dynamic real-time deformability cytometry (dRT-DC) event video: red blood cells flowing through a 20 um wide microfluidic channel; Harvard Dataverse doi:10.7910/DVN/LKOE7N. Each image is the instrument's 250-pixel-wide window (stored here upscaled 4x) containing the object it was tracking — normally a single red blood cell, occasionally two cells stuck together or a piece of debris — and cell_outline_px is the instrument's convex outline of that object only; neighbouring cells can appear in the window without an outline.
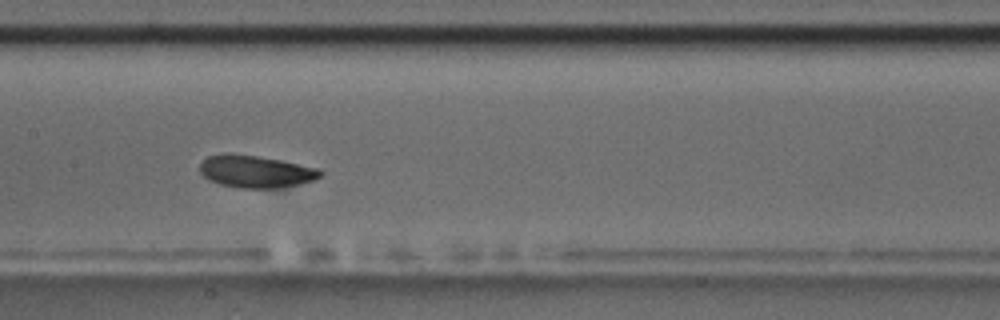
{"species": "common noctule bat (a hibernating species)", "species_latin": "Nyctalus noctula", "temperature_condition": "room temperature", "stored_images_in_passage": 10, "camera_frame_rate_fps": 3000, "um_per_image_px": 0.085, "animal": {"sex": "male", "body_mass_g": 17.5, "forearm_length_mm": 52.3}, "frame": {"image": 1, "passage_image": 10, "time_ms": 10.333, "image_size_px": [1000, 320], "cell_outline_px": [[324, 172], [320, 176], [312, 180], [296, 184], [276, 188], [240, 188], [220, 184], [208, 180], [200, 172], [200, 164], [208, 156], [256, 156], [280, 160], [320, 168]], "centroid_in_image_um": [21.78, 14.61], "position_along_channel_um": 185.6, "area_um2": 21.91}}